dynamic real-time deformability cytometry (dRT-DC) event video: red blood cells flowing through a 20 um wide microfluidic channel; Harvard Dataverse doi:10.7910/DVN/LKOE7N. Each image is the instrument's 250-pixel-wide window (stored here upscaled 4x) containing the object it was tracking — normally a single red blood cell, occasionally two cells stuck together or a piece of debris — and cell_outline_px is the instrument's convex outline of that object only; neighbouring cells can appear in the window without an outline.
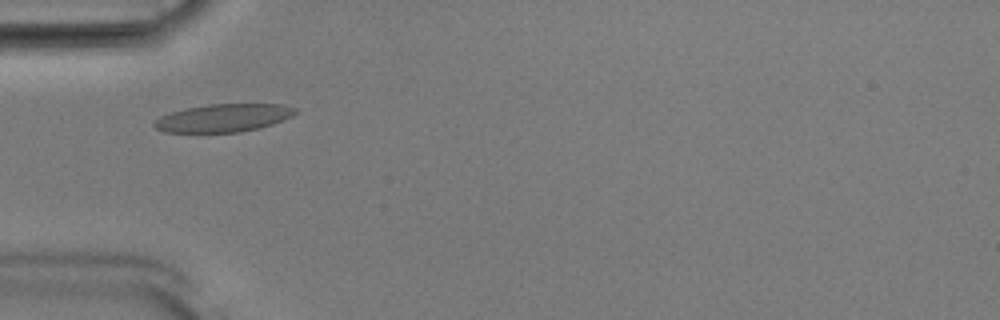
{"species": "Egyptian fruit bat (a non-hibernating species)", "species_latin": "Rousettus aegyptiacus", "temperature_condition": "room temperature", "stored_images_in_passage": 38, "camera_frame_rate_fps": 3000, "um_per_image_px": 0.085, "animal": {"sex": "male"}, "frame": {"image": 1, "passage_image": 2, "time_ms": 0.333, "image_size_px": [1000, 320], "cell_outline_px": [[300, 112], [292, 116], [272, 124], [260, 128], [240, 132], [164, 132], [156, 128], [152, 124], [160, 116], [172, 112], [188, 108], [208, 104], [284, 104], [296, 108]], "centroid_in_image_um": [19.04, 10.02], "position_along_channel_um": 66.0, "area_um2": 22.95}}
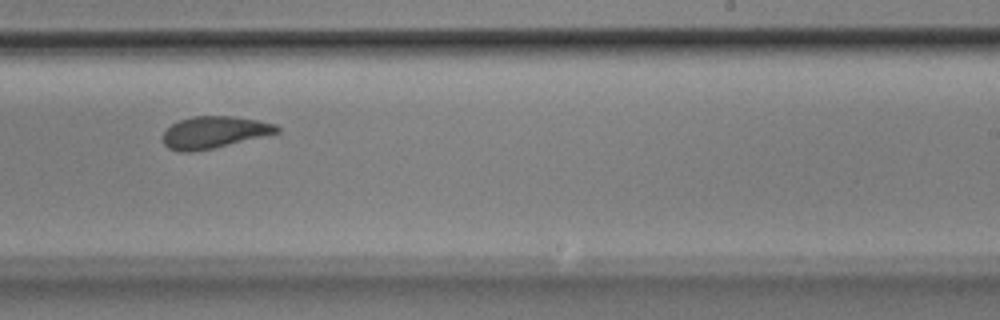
{"frame": {"image": 2, "passage_image": 18, "time_ms": 5.667, "image_size_px": [1000, 320], "cell_outline_px": [[280, 132], [212, 148], [192, 152], [180, 152], [168, 148], [164, 144], [160, 136], [172, 124], [180, 120], [192, 116], [232, 116], [256, 120], [276, 124], [280, 128]], "centroid_in_image_um": [18.16, 11.24], "position_along_channel_um": 270.8, "area_um2": 21.1}}
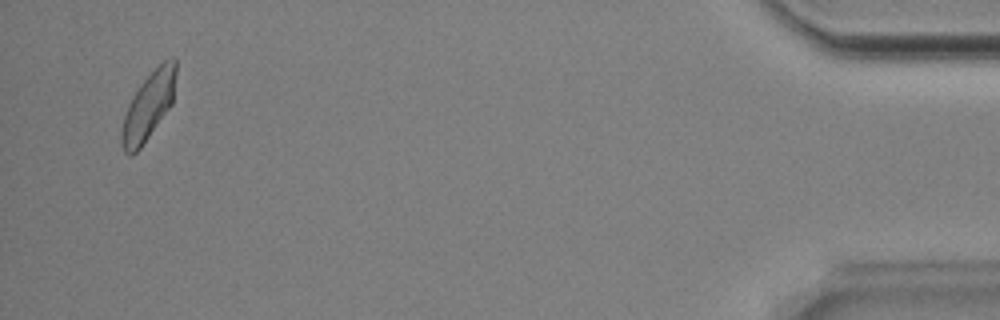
{"frame": {"image": 3, "passage_image": 36, "time_ms": 11.667, "image_size_px": [1000, 320], "cell_outline_px": [[176, 76], [172, 104], [140, 148], [132, 156], [124, 152], [120, 144], [120, 132], [124, 116], [128, 104], [132, 96], [140, 84], [164, 60], [176, 60]], "centroid_in_image_um": [12.58, 9.06], "position_along_channel_um": 422.6, "area_um2": 21.15}, "authors_computed_cell_mechanics": {"area_um2": 21.4438, "velocity_mm_per_s": 3.8572, "shape_relaxation_time_tau1_ms": 5.8062, "shape_relaxation_time_tau2_ms": 1.5726, "deformation_change_tau1": 0.1398, "deformation_change_tau2": 0.0674}}